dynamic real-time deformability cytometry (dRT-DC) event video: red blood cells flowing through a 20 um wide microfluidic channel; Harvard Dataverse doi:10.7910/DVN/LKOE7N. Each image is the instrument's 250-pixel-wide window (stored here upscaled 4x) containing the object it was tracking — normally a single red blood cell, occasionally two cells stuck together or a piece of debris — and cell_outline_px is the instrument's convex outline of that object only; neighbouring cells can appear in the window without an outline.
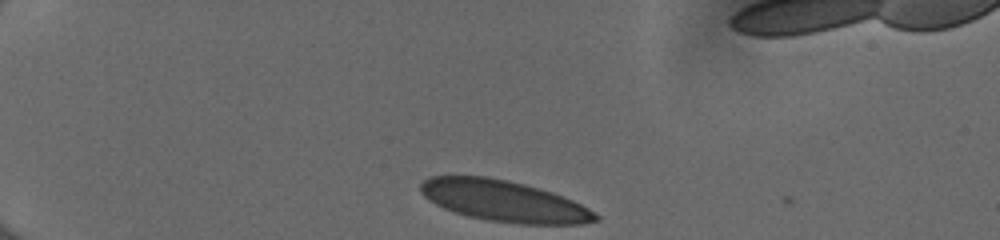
{"species": "human", "species_latin": "Homo sapiens", "temperature_condition": "cold", "stored_images_in_passage": 35, "camera_frame_rate_fps": 3000, "um_per_image_px": 0.085, "donor": {"sex": "female"}, "frame": {"image": 1, "passage_image": 1, "time_ms": 0.0, "image_size_px": [1000, 240], "cell_outline_px": [[600, 220], [584, 224], [520, 224], [488, 220], [468, 216], [444, 208], [428, 200], [420, 192], [420, 184], [424, 180], [432, 176], [488, 176], [508, 180], [524, 184], [552, 192], [572, 200], [588, 208], [600, 216]], "centroid_in_image_um": [42.84, 17.09], "position_along_channel_um": 42.2, "area_um2": 41.91}}
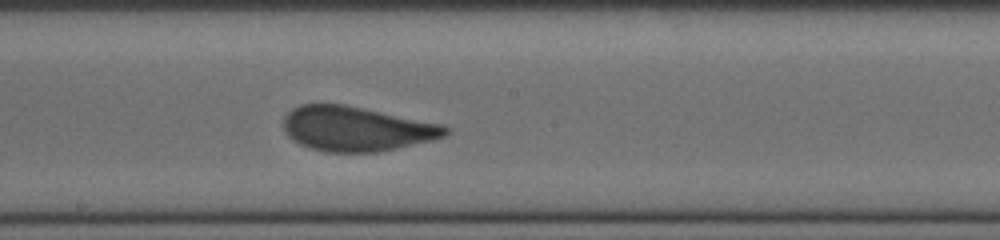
{"frame": {"image": 2, "passage_image": 19, "time_ms": 6.0, "image_size_px": [1000, 240], "cell_outline_px": [[448, 132], [444, 136], [432, 140], [396, 148], [376, 152], [324, 152], [300, 144], [292, 140], [288, 136], [284, 128], [284, 116], [292, 108], [300, 104], [344, 104], [444, 124], [448, 128]], "centroid_in_image_um": [30.28, 10.94], "position_along_channel_um": 217.9, "area_um2": 42.08}}
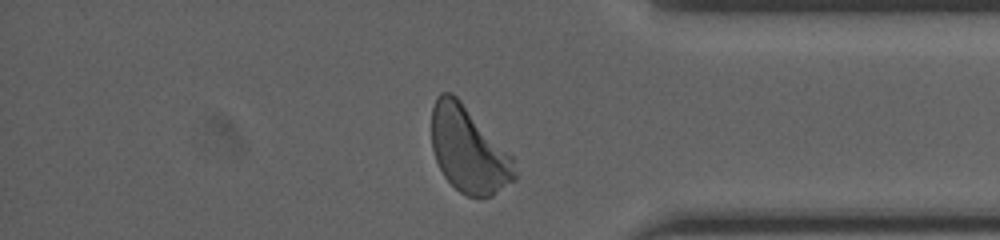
{"frame": {"image": 3, "passage_image": 33, "time_ms": 10.667, "image_size_px": [1000, 240], "cell_outline_px": [[516, 180], [492, 196], [480, 200], [468, 196], [460, 192], [444, 176], [436, 160], [432, 148], [432, 108], [436, 96], [440, 92], [452, 92], [460, 100], [512, 156], [516, 172]], "centroid_in_image_um": [39.83, 12.77], "position_along_channel_um": 395.4, "area_um2": 41.56}, "authors_computed_cell_mechanics": {"area_um2": 42.0784, "velocity_mm_per_s": 3.9958, "shape_relaxation_time_tau1_ms": 4.4672, "shape_relaxation_time_tau2_ms": null, "deformation_change_tau1": 0.1434, "deformation_change_tau2": null}}